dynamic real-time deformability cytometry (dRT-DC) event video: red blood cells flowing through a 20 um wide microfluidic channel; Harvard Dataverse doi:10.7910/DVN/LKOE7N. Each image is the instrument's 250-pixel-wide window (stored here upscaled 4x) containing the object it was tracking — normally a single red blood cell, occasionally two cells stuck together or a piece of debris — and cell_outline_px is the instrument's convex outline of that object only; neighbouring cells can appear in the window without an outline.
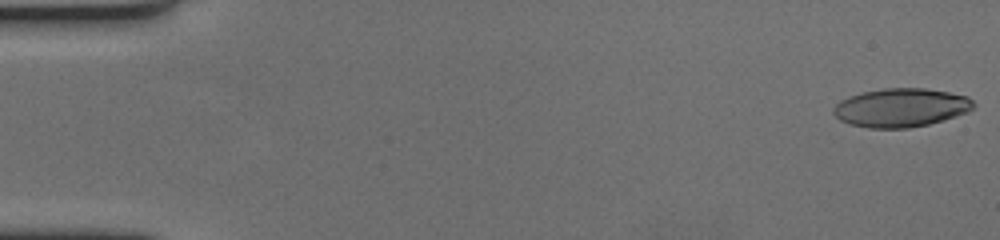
{"species": "human", "species_latin": "Homo sapiens", "temperature_condition": "cold", "stored_images_in_passage": 60, "camera_frame_rate_fps": 3000, "um_per_image_px": 0.085, "donor": {"sex": "female"}, "frame": {"image": 1, "passage_image": 1, "time_ms": 0.0, "image_size_px": [1000, 240], "cell_outline_px": [[976, 104], [968, 112], [944, 120], [928, 124], [908, 128], [868, 128], [848, 124], [840, 120], [832, 112], [832, 108], [840, 100], [848, 96], [860, 92], [884, 88], [924, 88], [948, 92], [968, 96]], "centroid_in_image_um": [76.56, 9.15], "position_along_channel_um": 8.4, "area_um2": 31.79}}
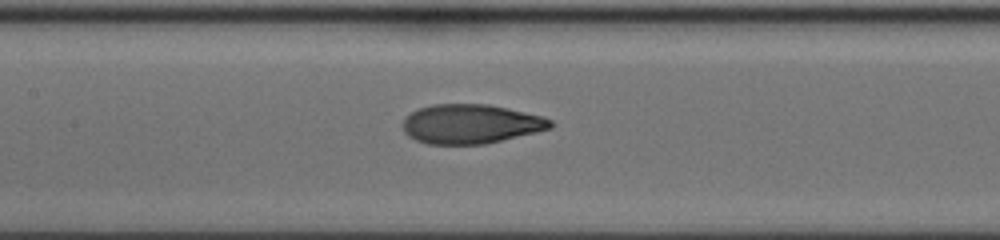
{"frame": {"image": 2, "passage_image": 29, "time_ms": 9.333, "image_size_px": [1000, 240], "cell_outline_px": [[552, 128], [536, 132], [484, 144], [428, 144], [416, 140], [408, 136], [404, 132], [404, 116], [420, 108], [432, 104], [488, 104], [544, 116], [552, 120]], "centroid_in_image_um": [40.01, 10.53], "position_along_channel_um": 167.4, "area_um2": 33.76}}
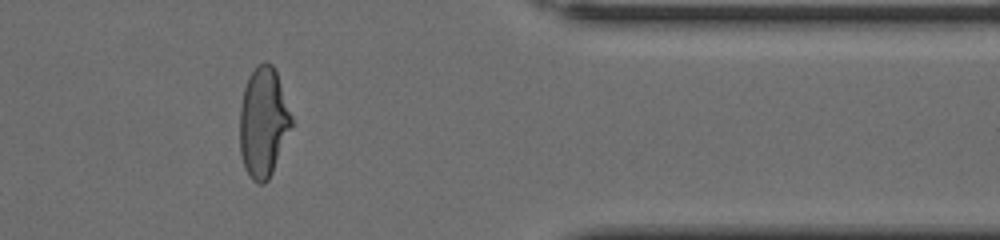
{"frame": {"image": 3, "passage_image": 50, "time_ms": 16.333, "image_size_px": [1000, 240], "cell_outline_px": [[292, 128], [272, 172], [268, 180], [264, 184], [256, 184], [252, 180], [244, 168], [240, 152], [240, 108], [244, 88], [248, 76], [256, 64], [264, 60], [272, 64], [276, 72], [292, 116]], "centroid_in_image_um": [22.37, 10.39], "position_along_channel_um": 389.0, "area_um2": 33.35}, "authors_computed_cell_mechanics": {"area_um2": 33.6685, "velocity_mm_per_s": 3.4404, "shape_relaxation_time_tau1_ms": 5.5305, "shape_relaxation_time_tau2_ms": 1.2341, "deformation_change_tau1": 0.2561, "deformation_change_tau2": 0.0721}}